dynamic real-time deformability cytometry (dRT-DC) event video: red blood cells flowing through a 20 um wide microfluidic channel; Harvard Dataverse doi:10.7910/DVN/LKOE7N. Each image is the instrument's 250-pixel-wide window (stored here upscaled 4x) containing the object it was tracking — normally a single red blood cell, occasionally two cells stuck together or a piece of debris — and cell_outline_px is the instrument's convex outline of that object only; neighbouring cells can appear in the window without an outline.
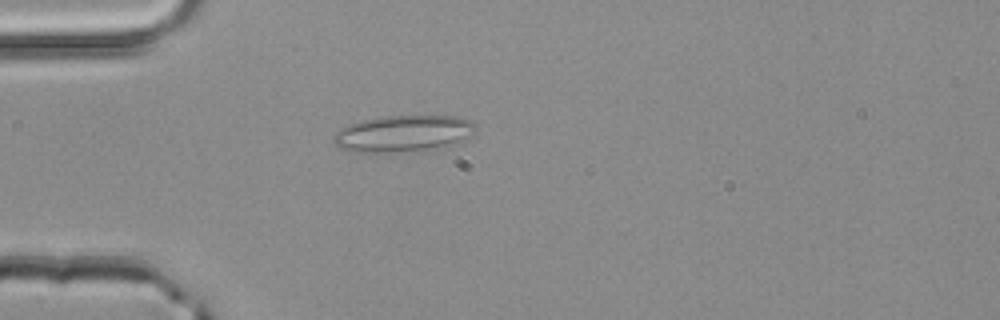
{"species": "common noctule bat (a hibernating species)", "species_latin": "Nyctalus noctula", "temperature_condition": "room temperature", "stored_images_in_passage": 2, "camera_frame_rate_fps": 3000, "um_per_image_px": 0.085, "animal": {"sex": "male", "body_mass_g": 20.4}, "frame": {"image": 1, "passage_image": 2, "time_ms": 0.333, "image_size_px": [1000, 320], "cell_outline_px": [[476, 132], [460, 140], [416, 152], [384, 156], [356, 152], [340, 148], [332, 140], [332, 136], [340, 128], [348, 124], [360, 120], [380, 116], [456, 116], [468, 120], [476, 124]], "centroid_in_image_um": [34.15, 11.39], "position_along_channel_um": 50.8, "area_um2": 31.04}}